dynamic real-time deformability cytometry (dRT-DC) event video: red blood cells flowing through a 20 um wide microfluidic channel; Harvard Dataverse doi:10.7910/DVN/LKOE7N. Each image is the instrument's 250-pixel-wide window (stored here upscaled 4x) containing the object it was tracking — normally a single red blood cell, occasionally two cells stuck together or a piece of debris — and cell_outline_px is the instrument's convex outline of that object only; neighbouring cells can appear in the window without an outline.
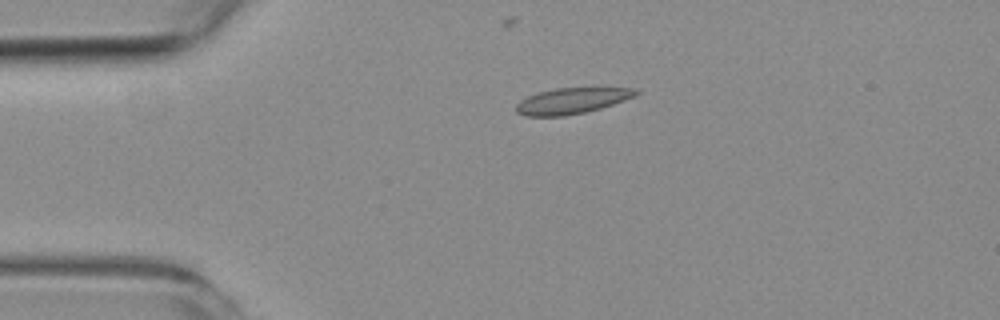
{"species": "common noctule bat (a hibernating species)", "species_latin": "Nyctalus noctula", "temperature_condition": "room temperature", "stored_images_in_passage": 2, "camera_frame_rate_fps": 3000, "um_per_image_px": 0.085, "animal": {"sex": "female", "body_mass_g": 19.3, "forearm_length_mm": 54.1}, "frame": {"image": 1, "passage_image": 1, "time_ms": 0.0, "image_size_px": [1000, 320], "cell_outline_px": [[640, 92], [636, 96], [600, 108], [584, 112], [564, 116], [528, 116], [516, 112], [516, 104], [520, 100], [536, 92], [556, 88], [636, 88]], "centroid_in_image_um": [48.59, 8.56], "position_along_channel_um": 36.4, "area_um2": 17.98}}